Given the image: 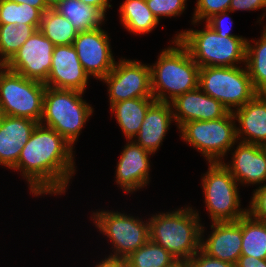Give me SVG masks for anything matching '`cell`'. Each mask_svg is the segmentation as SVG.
<instances>
[{
    "instance_id": "cell-38",
    "label": "cell",
    "mask_w": 266,
    "mask_h": 267,
    "mask_svg": "<svg viewBox=\"0 0 266 267\" xmlns=\"http://www.w3.org/2000/svg\"><path fill=\"white\" fill-rule=\"evenodd\" d=\"M95 267H128V264L124 258L107 256V258L96 264Z\"/></svg>"
},
{
    "instance_id": "cell-21",
    "label": "cell",
    "mask_w": 266,
    "mask_h": 267,
    "mask_svg": "<svg viewBox=\"0 0 266 267\" xmlns=\"http://www.w3.org/2000/svg\"><path fill=\"white\" fill-rule=\"evenodd\" d=\"M172 121L174 118L171 104L155 100L147 110L140 130L133 141L154 154L160 144L162 145Z\"/></svg>"
},
{
    "instance_id": "cell-24",
    "label": "cell",
    "mask_w": 266,
    "mask_h": 267,
    "mask_svg": "<svg viewBox=\"0 0 266 267\" xmlns=\"http://www.w3.org/2000/svg\"><path fill=\"white\" fill-rule=\"evenodd\" d=\"M119 12L121 23L133 34L149 33L159 24L145 0H125Z\"/></svg>"
},
{
    "instance_id": "cell-34",
    "label": "cell",
    "mask_w": 266,
    "mask_h": 267,
    "mask_svg": "<svg viewBox=\"0 0 266 267\" xmlns=\"http://www.w3.org/2000/svg\"><path fill=\"white\" fill-rule=\"evenodd\" d=\"M228 12L229 11H224L219 14L213 15L206 21V24L210 26L215 32H217L219 36L222 37L238 36L230 33L233 21L232 18L229 16ZM227 19L230 20L231 22L230 21L226 22ZM229 24L231 26H229Z\"/></svg>"
},
{
    "instance_id": "cell-22",
    "label": "cell",
    "mask_w": 266,
    "mask_h": 267,
    "mask_svg": "<svg viewBox=\"0 0 266 267\" xmlns=\"http://www.w3.org/2000/svg\"><path fill=\"white\" fill-rule=\"evenodd\" d=\"M154 101V97L132 98L110 106L126 140H133L138 134L145 114Z\"/></svg>"
},
{
    "instance_id": "cell-9",
    "label": "cell",
    "mask_w": 266,
    "mask_h": 267,
    "mask_svg": "<svg viewBox=\"0 0 266 267\" xmlns=\"http://www.w3.org/2000/svg\"><path fill=\"white\" fill-rule=\"evenodd\" d=\"M198 87L220 101L230 112L242 107L256 94L247 68L200 67Z\"/></svg>"
},
{
    "instance_id": "cell-3",
    "label": "cell",
    "mask_w": 266,
    "mask_h": 267,
    "mask_svg": "<svg viewBox=\"0 0 266 267\" xmlns=\"http://www.w3.org/2000/svg\"><path fill=\"white\" fill-rule=\"evenodd\" d=\"M172 44L174 46L163 49L157 62L150 66L152 96L156 101L170 103L198 87L200 67L177 38L174 37Z\"/></svg>"
},
{
    "instance_id": "cell-41",
    "label": "cell",
    "mask_w": 266,
    "mask_h": 267,
    "mask_svg": "<svg viewBox=\"0 0 266 267\" xmlns=\"http://www.w3.org/2000/svg\"><path fill=\"white\" fill-rule=\"evenodd\" d=\"M63 0H45L46 5L50 8L53 9L55 6H57L60 2Z\"/></svg>"
},
{
    "instance_id": "cell-1",
    "label": "cell",
    "mask_w": 266,
    "mask_h": 267,
    "mask_svg": "<svg viewBox=\"0 0 266 267\" xmlns=\"http://www.w3.org/2000/svg\"><path fill=\"white\" fill-rule=\"evenodd\" d=\"M73 146L54 129L37 124L21 150L17 164L30 193L64 194L75 173Z\"/></svg>"
},
{
    "instance_id": "cell-40",
    "label": "cell",
    "mask_w": 266,
    "mask_h": 267,
    "mask_svg": "<svg viewBox=\"0 0 266 267\" xmlns=\"http://www.w3.org/2000/svg\"><path fill=\"white\" fill-rule=\"evenodd\" d=\"M80 1L99 9L104 15H106L105 13L107 8L112 7V5L108 3L109 0H80Z\"/></svg>"
},
{
    "instance_id": "cell-4",
    "label": "cell",
    "mask_w": 266,
    "mask_h": 267,
    "mask_svg": "<svg viewBox=\"0 0 266 267\" xmlns=\"http://www.w3.org/2000/svg\"><path fill=\"white\" fill-rule=\"evenodd\" d=\"M175 38L188 49L199 67H235L246 62V38L219 36L207 24L202 30L180 31Z\"/></svg>"
},
{
    "instance_id": "cell-6",
    "label": "cell",
    "mask_w": 266,
    "mask_h": 267,
    "mask_svg": "<svg viewBox=\"0 0 266 267\" xmlns=\"http://www.w3.org/2000/svg\"><path fill=\"white\" fill-rule=\"evenodd\" d=\"M233 112L210 121H190L178 129L180 137L201 152L208 163L223 162L225 155L238 143Z\"/></svg>"
},
{
    "instance_id": "cell-5",
    "label": "cell",
    "mask_w": 266,
    "mask_h": 267,
    "mask_svg": "<svg viewBox=\"0 0 266 267\" xmlns=\"http://www.w3.org/2000/svg\"><path fill=\"white\" fill-rule=\"evenodd\" d=\"M83 93L46 87L44 94L43 112L39 124L54 129L72 146L94 110L83 99Z\"/></svg>"
},
{
    "instance_id": "cell-23",
    "label": "cell",
    "mask_w": 266,
    "mask_h": 267,
    "mask_svg": "<svg viewBox=\"0 0 266 267\" xmlns=\"http://www.w3.org/2000/svg\"><path fill=\"white\" fill-rule=\"evenodd\" d=\"M53 9L68 19L77 32L93 30L105 20V15L99 9L80 0H63Z\"/></svg>"
},
{
    "instance_id": "cell-8",
    "label": "cell",
    "mask_w": 266,
    "mask_h": 267,
    "mask_svg": "<svg viewBox=\"0 0 266 267\" xmlns=\"http://www.w3.org/2000/svg\"><path fill=\"white\" fill-rule=\"evenodd\" d=\"M201 184L212 223L238 221L247 213L240 208L239 183L222 162L209 163Z\"/></svg>"
},
{
    "instance_id": "cell-18",
    "label": "cell",
    "mask_w": 266,
    "mask_h": 267,
    "mask_svg": "<svg viewBox=\"0 0 266 267\" xmlns=\"http://www.w3.org/2000/svg\"><path fill=\"white\" fill-rule=\"evenodd\" d=\"M230 164L222 162L238 183L263 186L266 182V146L239 142Z\"/></svg>"
},
{
    "instance_id": "cell-15",
    "label": "cell",
    "mask_w": 266,
    "mask_h": 267,
    "mask_svg": "<svg viewBox=\"0 0 266 267\" xmlns=\"http://www.w3.org/2000/svg\"><path fill=\"white\" fill-rule=\"evenodd\" d=\"M203 226L200 249L211 257L236 265L242 249V217L238 221L213 222V231L206 241Z\"/></svg>"
},
{
    "instance_id": "cell-26",
    "label": "cell",
    "mask_w": 266,
    "mask_h": 267,
    "mask_svg": "<svg viewBox=\"0 0 266 267\" xmlns=\"http://www.w3.org/2000/svg\"><path fill=\"white\" fill-rule=\"evenodd\" d=\"M241 255L266 259V225L249 213L242 217Z\"/></svg>"
},
{
    "instance_id": "cell-39",
    "label": "cell",
    "mask_w": 266,
    "mask_h": 267,
    "mask_svg": "<svg viewBox=\"0 0 266 267\" xmlns=\"http://www.w3.org/2000/svg\"><path fill=\"white\" fill-rule=\"evenodd\" d=\"M10 2H16L18 4H29L32 7L39 9L42 13L46 10L50 9L47 5L45 0H6Z\"/></svg>"
},
{
    "instance_id": "cell-36",
    "label": "cell",
    "mask_w": 266,
    "mask_h": 267,
    "mask_svg": "<svg viewBox=\"0 0 266 267\" xmlns=\"http://www.w3.org/2000/svg\"><path fill=\"white\" fill-rule=\"evenodd\" d=\"M263 8L266 9V0H231L229 12L231 13L237 10L254 11ZM265 15L266 13H264L262 17L265 18Z\"/></svg>"
},
{
    "instance_id": "cell-14",
    "label": "cell",
    "mask_w": 266,
    "mask_h": 267,
    "mask_svg": "<svg viewBox=\"0 0 266 267\" xmlns=\"http://www.w3.org/2000/svg\"><path fill=\"white\" fill-rule=\"evenodd\" d=\"M89 78L73 45L55 46L46 87L84 92Z\"/></svg>"
},
{
    "instance_id": "cell-17",
    "label": "cell",
    "mask_w": 266,
    "mask_h": 267,
    "mask_svg": "<svg viewBox=\"0 0 266 267\" xmlns=\"http://www.w3.org/2000/svg\"><path fill=\"white\" fill-rule=\"evenodd\" d=\"M151 152L143 149L133 140H129L128 144L121 152L120 159L116 168V184L123 191L131 193L138 189L144 188L149 183Z\"/></svg>"
},
{
    "instance_id": "cell-20",
    "label": "cell",
    "mask_w": 266,
    "mask_h": 267,
    "mask_svg": "<svg viewBox=\"0 0 266 267\" xmlns=\"http://www.w3.org/2000/svg\"><path fill=\"white\" fill-rule=\"evenodd\" d=\"M232 112L240 125L236 126L237 140L266 146V94L257 93L249 102Z\"/></svg>"
},
{
    "instance_id": "cell-25",
    "label": "cell",
    "mask_w": 266,
    "mask_h": 267,
    "mask_svg": "<svg viewBox=\"0 0 266 267\" xmlns=\"http://www.w3.org/2000/svg\"><path fill=\"white\" fill-rule=\"evenodd\" d=\"M245 67L256 92L266 94V26L254 45L247 39Z\"/></svg>"
},
{
    "instance_id": "cell-30",
    "label": "cell",
    "mask_w": 266,
    "mask_h": 267,
    "mask_svg": "<svg viewBox=\"0 0 266 267\" xmlns=\"http://www.w3.org/2000/svg\"><path fill=\"white\" fill-rule=\"evenodd\" d=\"M43 13L29 4L0 0V24L41 25Z\"/></svg>"
},
{
    "instance_id": "cell-2",
    "label": "cell",
    "mask_w": 266,
    "mask_h": 267,
    "mask_svg": "<svg viewBox=\"0 0 266 267\" xmlns=\"http://www.w3.org/2000/svg\"><path fill=\"white\" fill-rule=\"evenodd\" d=\"M148 220L149 239L161 245L180 264H186L200 250L201 219L192 207L158 213Z\"/></svg>"
},
{
    "instance_id": "cell-42",
    "label": "cell",
    "mask_w": 266,
    "mask_h": 267,
    "mask_svg": "<svg viewBox=\"0 0 266 267\" xmlns=\"http://www.w3.org/2000/svg\"><path fill=\"white\" fill-rule=\"evenodd\" d=\"M179 267H187L186 264H181Z\"/></svg>"
},
{
    "instance_id": "cell-10",
    "label": "cell",
    "mask_w": 266,
    "mask_h": 267,
    "mask_svg": "<svg viewBox=\"0 0 266 267\" xmlns=\"http://www.w3.org/2000/svg\"><path fill=\"white\" fill-rule=\"evenodd\" d=\"M92 215L99 232L107 236L114 246V254L109 256L126 259L149 240L148 220L144 223L137 217L109 210L93 212Z\"/></svg>"
},
{
    "instance_id": "cell-12",
    "label": "cell",
    "mask_w": 266,
    "mask_h": 267,
    "mask_svg": "<svg viewBox=\"0 0 266 267\" xmlns=\"http://www.w3.org/2000/svg\"><path fill=\"white\" fill-rule=\"evenodd\" d=\"M55 45L36 30L4 65L25 78L45 82L52 66Z\"/></svg>"
},
{
    "instance_id": "cell-37",
    "label": "cell",
    "mask_w": 266,
    "mask_h": 267,
    "mask_svg": "<svg viewBox=\"0 0 266 267\" xmlns=\"http://www.w3.org/2000/svg\"><path fill=\"white\" fill-rule=\"evenodd\" d=\"M236 267H266V259L241 255L236 264Z\"/></svg>"
},
{
    "instance_id": "cell-16",
    "label": "cell",
    "mask_w": 266,
    "mask_h": 267,
    "mask_svg": "<svg viewBox=\"0 0 266 267\" xmlns=\"http://www.w3.org/2000/svg\"><path fill=\"white\" fill-rule=\"evenodd\" d=\"M170 104L178 128L190 121L216 120L229 112L220 101L207 95L199 87L177 96Z\"/></svg>"
},
{
    "instance_id": "cell-31",
    "label": "cell",
    "mask_w": 266,
    "mask_h": 267,
    "mask_svg": "<svg viewBox=\"0 0 266 267\" xmlns=\"http://www.w3.org/2000/svg\"><path fill=\"white\" fill-rule=\"evenodd\" d=\"M231 0H197L193 14V24L200 21H207L213 15L229 11Z\"/></svg>"
},
{
    "instance_id": "cell-33",
    "label": "cell",
    "mask_w": 266,
    "mask_h": 267,
    "mask_svg": "<svg viewBox=\"0 0 266 267\" xmlns=\"http://www.w3.org/2000/svg\"><path fill=\"white\" fill-rule=\"evenodd\" d=\"M247 213L261 221L266 219V184L254 190Z\"/></svg>"
},
{
    "instance_id": "cell-35",
    "label": "cell",
    "mask_w": 266,
    "mask_h": 267,
    "mask_svg": "<svg viewBox=\"0 0 266 267\" xmlns=\"http://www.w3.org/2000/svg\"><path fill=\"white\" fill-rule=\"evenodd\" d=\"M187 267H236V265L221 261L205 254L201 249L186 263Z\"/></svg>"
},
{
    "instance_id": "cell-32",
    "label": "cell",
    "mask_w": 266,
    "mask_h": 267,
    "mask_svg": "<svg viewBox=\"0 0 266 267\" xmlns=\"http://www.w3.org/2000/svg\"><path fill=\"white\" fill-rule=\"evenodd\" d=\"M146 5L160 22L161 17L180 16L185 11L187 0H145Z\"/></svg>"
},
{
    "instance_id": "cell-13",
    "label": "cell",
    "mask_w": 266,
    "mask_h": 267,
    "mask_svg": "<svg viewBox=\"0 0 266 267\" xmlns=\"http://www.w3.org/2000/svg\"><path fill=\"white\" fill-rule=\"evenodd\" d=\"M73 46L84 71L96 80H102L114 67L116 61L111 51L107 31L101 27L78 32Z\"/></svg>"
},
{
    "instance_id": "cell-29",
    "label": "cell",
    "mask_w": 266,
    "mask_h": 267,
    "mask_svg": "<svg viewBox=\"0 0 266 267\" xmlns=\"http://www.w3.org/2000/svg\"><path fill=\"white\" fill-rule=\"evenodd\" d=\"M40 25L0 24V65H5Z\"/></svg>"
},
{
    "instance_id": "cell-27",
    "label": "cell",
    "mask_w": 266,
    "mask_h": 267,
    "mask_svg": "<svg viewBox=\"0 0 266 267\" xmlns=\"http://www.w3.org/2000/svg\"><path fill=\"white\" fill-rule=\"evenodd\" d=\"M39 30L55 46L73 45L78 35L71 22L55 9H48L43 13Z\"/></svg>"
},
{
    "instance_id": "cell-19",
    "label": "cell",
    "mask_w": 266,
    "mask_h": 267,
    "mask_svg": "<svg viewBox=\"0 0 266 267\" xmlns=\"http://www.w3.org/2000/svg\"><path fill=\"white\" fill-rule=\"evenodd\" d=\"M37 124L25 117L0 116V165L12 169L17 164L21 150Z\"/></svg>"
},
{
    "instance_id": "cell-7",
    "label": "cell",
    "mask_w": 266,
    "mask_h": 267,
    "mask_svg": "<svg viewBox=\"0 0 266 267\" xmlns=\"http://www.w3.org/2000/svg\"><path fill=\"white\" fill-rule=\"evenodd\" d=\"M46 85L0 65V114L40 123Z\"/></svg>"
},
{
    "instance_id": "cell-28",
    "label": "cell",
    "mask_w": 266,
    "mask_h": 267,
    "mask_svg": "<svg viewBox=\"0 0 266 267\" xmlns=\"http://www.w3.org/2000/svg\"><path fill=\"white\" fill-rule=\"evenodd\" d=\"M128 267H179L177 259L150 239L126 258Z\"/></svg>"
},
{
    "instance_id": "cell-11",
    "label": "cell",
    "mask_w": 266,
    "mask_h": 267,
    "mask_svg": "<svg viewBox=\"0 0 266 267\" xmlns=\"http://www.w3.org/2000/svg\"><path fill=\"white\" fill-rule=\"evenodd\" d=\"M101 81L108 85L110 106L127 99L153 97L150 65L140 61L122 58Z\"/></svg>"
}]
</instances>
